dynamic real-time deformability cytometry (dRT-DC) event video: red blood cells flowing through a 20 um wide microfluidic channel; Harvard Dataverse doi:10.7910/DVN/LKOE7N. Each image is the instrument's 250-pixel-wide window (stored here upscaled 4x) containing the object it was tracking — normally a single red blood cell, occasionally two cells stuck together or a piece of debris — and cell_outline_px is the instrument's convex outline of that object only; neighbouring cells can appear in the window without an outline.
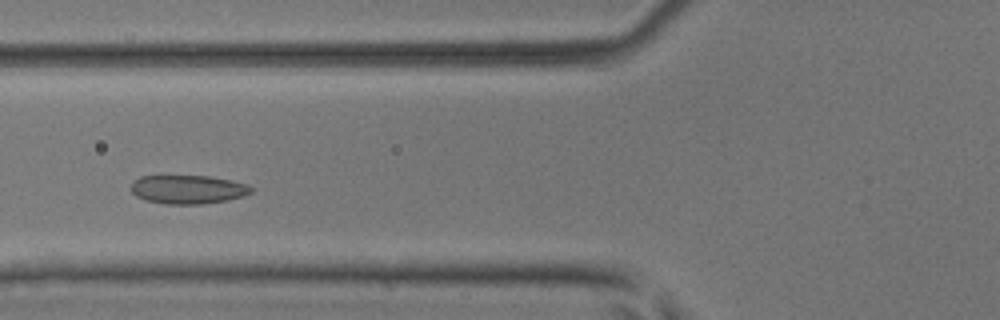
{"species": "common noctule bat (a hibernating species)", "species_latin": "Nyctalus noctula", "temperature_condition": "room temperature", "stored_images_in_passage": 42, "camera_frame_rate_fps": 3000, "um_per_image_px": 0.085, "animal": {"sex": "male", "body_mass_g": 17.9, "forearm_length_mm": 54.2}, "frame": {"image": 1, "passage_image": 12, "time_ms": 3.667, "image_size_px": [1000, 320], "cell_outline_px": [[252, 192], [244, 196], [224, 200], [200, 204], [168, 204], [148, 200], [136, 196], [128, 188], [132, 180], [140, 176], [208, 176], [248, 184], [252, 188]], "centroid_in_image_um": [15.92, 16.09], "position_along_channel_um": 109.9, "area_um2": 20.0}}
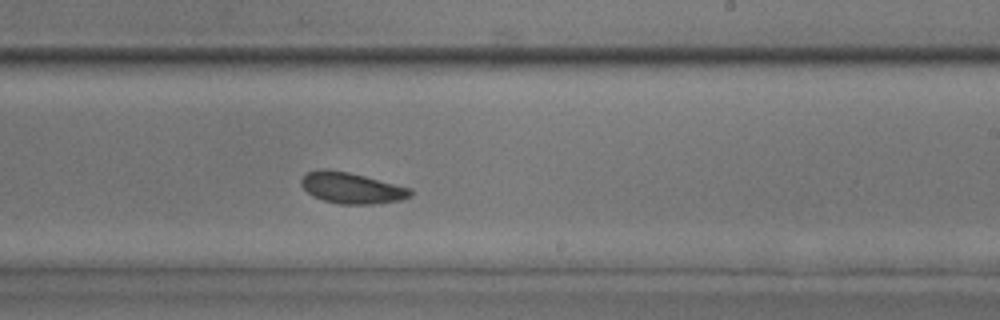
{"frame": {"image": 2, "passage_image": 23, "time_ms": 7.333, "image_size_px": [1000, 320], "cell_outline_px": [[412, 196], [400, 200], [376, 204], [340, 204], [324, 200], [312, 196], [300, 184], [300, 180], [308, 172], [320, 168], [324, 168], [348, 172], [412, 188]], "centroid_in_image_um": [29.89, 15.98], "position_along_channel_um": 259.1, "area_um2": 19.77}}
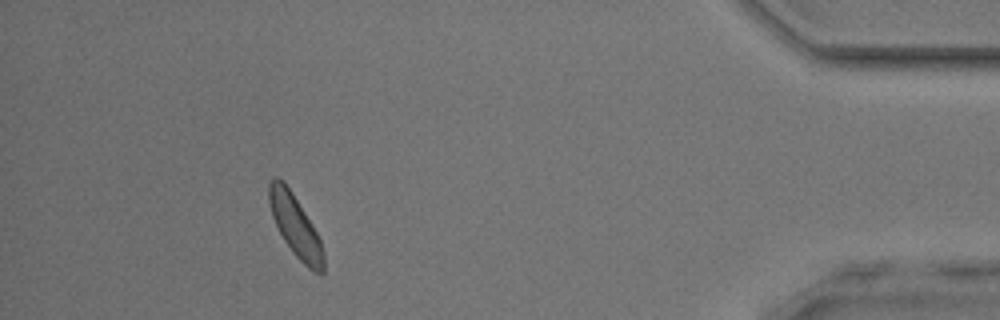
{"frame": {"image": 3, "passage_image": 38, "time_ms": 12.333, "image_size_px": [1000, 320], "cell_outline_px": [[324, 272], [316, 272], [308, 268], [292, 252], [284, 240], [272, 216], [268, 200], [268, 184], [272, 176], [276, 176], [284, 180], [292, 192], [312, 224], [320, 240], [324, 252]], "centroid_in_image_um": [25.08, 19.15], "position_along_channel_um": 410.1, "area_um2": 19.48}, "authors_computed_cell_mechanics": {"area_um2": 19.941, "velocity_mm_per_s": 4.0935, "shape_relaxation_time_tau1_ms": 2.1959, "shape_relaxation_time_tau2_ms": 3.3754, "deformation_change_tau1": 0.0657, "deformation_change_tau2": 0.0651}}